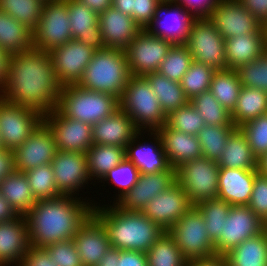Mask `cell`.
<instances>
[{"mask_svg": "<svg viewBox=\"0 0 267 266\" xmlns=\"http://www.w3.org/2000/svg\"><path fill=\"white\" fill-rule=\"evenodd\" d=\"M117 266H148L145 252L119 250Z\"/></svg>", "mask_w": 267, "mask_h": 266, "instance_id": "obj_56", "label": "cell"}, {"mask_svg": "<svg viewBox=\"0 0 267 266\" xmlns=\"http://www.w3.org/2000/svg\"><path fill=\"white\" fill-rule=\"evenodd\" d=\"M72 39L83 42L95 50L104 49L99 15L78 0H67Z\"/></svg>", "mask_w": 267, "mask_h": 266, "instance_id": "obj_26", "label": "cell"}, {"mask_svg": "<svg viewBox=\"0 0 267 266\" xmlns=\"http://www.w3.org/2000/svg\"><path fill=\"white\" fill-rule=\"evenodd\" d=\"M18 216L13 207L0 194V222L15 219Z\"/></svg>", "mask_w": 267, "mask_h": 266, "instance_id": "obj_61", "label": "cell"}, {"mask_svg": "<svg viewBox=\"0 0 267 266\" xmlns=\"http://www.w3.org/2000/svg\"><path fill=\"white\" fill-rule=\"evenodd\" d=\"M263 221L267 218V177L259 173L254 178L252 194L247 205Z\"/></svg>", "mask_w": 267, "mask_h": 266, "instance_id": "obj_52", "label": "cell"}, {"mask_svg": "<svg viewBox=\"0 0 267 266\" xmlns=\"http://www.w3.org/2000/svg\"><path fill=\"white\" fill-rule=\"evenodd\" d=\"M95 51L75 39L49 51L57 81L62 87L79 83Z\"/></svg>", "mask_w": 267, "mask_h": 266, "instance_id": "obj_15", "label": "cell"}, {"mask_svg": "<svg viewBox=\"0 0 267 266\" xmlns=\"http://www.w3.org/2000/svg\"><path fill=\"white\" fill-rule=\"evenodd\" d=\"M0 194L18 215H25L37 202L25 172L14 171L0 183Z\"/></svg>", "mask_w": 267, "mask_h": 266, "instance_id": "obj_32", "label": "cell"}, {"mask_svg": "<svg viewBox=\"0 0 267 266\" xmlns=\"http://www.w3.org/2000/svg\"><path fill=\"white\" fill-rule=\"evenodd\" d=\"M29 186L36 200L61 196L55 184L51 164H44L25 172Z\"/></svg>", "mask_w": 267, "mask_h": 266, "instance_id": "obj_45", "label": "cell"}, {"mask_svg": "<svg viewBox=\"0 0 267 266\" xmlns=\"http://www.w3.org/2000/svg\"><path fill=\"white\" fill-rule=\"evenodd\" d=\"M239 128L257 158L267 153V114L246 122Z\"/></svg>", "mask_w": 267, "mask_h": 266, "instance_id": "obj_50", "label": "cell"}, {"mask_svg": "<svg viewBox=\"0 0 267 266\" xmlns=\"http://www.w3.org/2000/svg\"><path fill=\"white\" fill-rule=\"evenodd\" d=\"M241 87L236 70H218L213 73L209 91L231 113L236 107Z\"/></svg>", "mask_w": 267, "mask_h": 266, "instance_id": "obj_38", "label": "cell"}, {"mask_svg": "<svg viewBox=\"0 0 267 266\" xmlns=\"http://www.w3.org/2000/svg\"><path fill=\"white\" fill-rule=\"evenodd\" d=\"M138 132L133 120L119 108L109 117L92 125V141L93 144L126 148Z\"/></svg>", "mask_w": 267, "mask_h": 266, "instance_id": "obj_28", "label": "cell"}, {"mask_svg": "<svg viewBox=\"0 0 267 266\" xmlns=\"http://www.w3.org/2000/svg\"><path fill=\"white\" fill-rule=\"evenodd\" d=\"M112 7L131 16V0H112Z\"/></svg>", "mask_w": 267, "mask_h": 266, "instance_id": "obj_64", "label": "cell"}, {"mask_svg": "<svg viewBox=\"0 0 267 266\" xmlns=\"http://www.w3.org/2000/svg\"><path fill=\"white\" fill-rule=\"evenodd\" d=\"M156 132L161 137L167 161L173 168L202 157L197 136L171 129L167 124Z\"/></svg>", "mask_w": 267, "mask_h": 266, "instance_id": "obj_29", "label": "cell"}, {"mask_svg": "<svg viewBox=\"0 0 267 266\" xmlns=\"http://www.w3.org/2000/svg\"><path fill=\"white\" fill-rule=\"evenodd\" d=\"M118 258L119 250L111 247L99 261L97 266H117Z\"/></svg>", "mask_w": 267, "mask_h": 266, "instance_id": "obj_63", "label": "cell"}, {"mask_svg": "<svg viewBox=\"0 0 267 266\" xmlns=\"http://www.w3.org/2000/svg\"><path fill=\"white\" fill-rule=\"evenodd\" d=\"M191 207L193 206L187 194L175 182L149 201L142 212L163 230L168 231Z\"/></svg>", "mask_w": 267, "mask_h": 266, "instance_id": "obj_21", "label": "cell"}, {"mask_svg": "<svg viewBox=\"0 0 267 266\" xmlns=\"http://www.w3.org/2000/svg\"><path fill=\"white\" fill-rule=\"evenodd\" d=\"M243 87L267 92V50L257 59L236 69Z\"/></svg>", "mask_w": 267, "mask_h": 266, "instance_id": "obj_48", "label": "cell"}, {"mask_svg": "<svg viewBox=\"0 0 267 266\" xmlns=\"http://www.w3.org/2000/svg\"><path fill=\"white\" fill-rule=\"evenodd\" d=\"M173 44L142 29L125 49L132 76H144L158 72Z\"/></svg>", "mask_w": 267, "mask_h": 266, "instance_id": "obj_12", "label": "cell"}, {"mask_svg": "<svg viewBox=\"0 0 267 266\" xmlns=\"http://www.w3.org/2000/svg\"><path fill=\"white\" fill-rule=\"evenodd\" d=\"M196 19L183 6L173 1H161L157 5L153 20L146 27V30L151 35L160 37L172 44H185L190 28Z\"/></svg>", "mask_w": 267, "mask_h": 266, "instance_id": "obj_13", "label": "cell"}, {"mask_svg": "<svg viewBox=\"0 0 267 266\" xmlns=\"http://www.w3.org/2000/svg\"><path fill=\"white\" fill-rule=\"evenodd\" d=\"M187 266H228L225 255H215L210 258L192 260Z\"/></svg>", "mask_w": 267, "mask_h": 266, "instance_id": "obj_60", "label": "cell"}, {"mask_svg": "<svg viewBox=\"0 0 267 266\" xmlns=\"http://www.w3.org/2000/svg\"><path fill=\"white\" fill-rule=\"evenodd\" d=\"M83 266H97L111 248L106 228L92 213L73 237Z\"/></svg>", "mask_w": 267, "mask_h": 266, "instance_id": "obj_22", "label": "cell"}, {"mask_svg": "<svg viewBox=\"0 0 267 266\" xmlns=\"http://www.w3.org/2000/svg\"><path fill=\"white\" fill-rule=\"evenodd\" d=\"M264 231L267 233V218H266V220L264 221Z\"/></svg>", "mask_w": 267, "mask_h": 266, "instance_id": "obj_67", "label": "cell"}, {"mask_svg": "<svg viewBox=\"0 0 267 266\" xmlns=\"http://www.w3.org/2000/svg\"><path fill=\"white\" fill-rule=\"evenodd\" d=\"M57 266H83L73 239L44 247Z\"/></svg>", "mask_w": 267, "mask_h": 266, "instance_id": "obj_51", "label": "cell"}, {"mask_svg": "<svg viewBox=\"0 0 267 266\" xmlns=\"http://www.w3.org/2000/svg\"><path fill=\"white\" fill-rule=\"evenodd\" d=\"M11 54L0 48V93L5 87Z\"/></svg>", "mask_w": 267, "mask_h": 266, "instance_id": "obj_59", "label": "cell"}, {"mask_svg": "<svg viewBox=\"0 0 267 266\" xmlns=\"http://www.w3.org/2000/svg\"><path fill=\"white\" fill-rule=\"evenodd\" d=\"M258 173L264 177H267V153L258 158Z\"/></svg>", "mask_w": 267, "mask_h": 266, "instance_id": "obj_65", "label": "cell"}, {"mask_svg": "<svg viewBox=\"0 0 267 266\" xmlns=\"http://www.w3.org/2000/svg\"><path fill=\"white\" fill-rule=\"evenodd\" d=\"M43 121L36 110L13 104L0 97V143L2 148L15 150Z\"/></svg>", "mask_w": 267, "mask_h": 266, "instance_id": "obj_11", "label": "cell"}, {"mask_svg": "<svg viewBox=\"0 0 267 266\" xmlns=\"http://www.w3.org/2000/svg\"><path fill=\"white\" fill-rule=\"evenodd\" d=\"M51 167L56 188L61 195L74 196L91 181L85 153L57 150Z\"/></svg>", "mask_w": 267, "mask_h": 266, "instance_id": "obj_18", "label": "cell"}, {"mask_svg": "<svg viewBox=\"0 0 267 266\" xmlns=\"http://www.w3.org/2000/svg\"><path fill=\"white\" fill-rule=\"evenodd\" d=\"M0 48L11 55L33 48V32L1 9Z\"/></svg>", "mask_w": 267, "mask_h": 266, "instance_id": "obj_35", "label": "cell"}, {"mask_svg": "<svg viewBox=\"0 0 267 266\" xmlns=\"http://www.w3.org/2000/svg\"><path fill=\"white\" fill-rule=\"evenodd\" d=\"M208 18L224 39L264 33L263 25L237 0H221Z\"/></svg>", "mask_w": 267, "mask_h": 266, "instance_id": "obj_17", "label": "cell"}, {"mask_svg": "<svg viewBox=\"0 0 267 266\" xmlns=\"http://www.w3.org/2000/svg\"><path fill=\"white\" fill-rule=\"evenodd\" d=\"M161 0H131V17L141 29L152 22L157 5Z\"/></svg>", "mask_w": 267, "mask_h": 266, "instance_id": "obj_53", "label": "cell"}, {"mask_svg": "<svg viewBox=\"0 0 267 266\" xmlns=\"http://www.w3.org/2000/svg\"><path fill=\"white\" fill-rule=\"evenodd\" d=\"M192 62L193 57L184 44H173L158 72L169 80L181 82Z\"/></svg>", "mask_w": 267, "mask_h": 266, "instance_id": "obj_44", "label": "cell"}, {"mask_svg": "<svg viewBox=\"0 0 267 266\" xmlns=\"http://www.w3.org/2000/svg\"><path fill=\"white\" fill-rule=\"evenodd\" d=\"M203 215L210 240L215 243L223 232L231 205L220 199L202 201L195 206Z\"/></svg>", "mask_w": 267, "mask_h": 266, "instance_id": "obj_43", "label": "cell"}, {"mask_svg": "<svg viewBox=\"0 0 267 266\" xmlns=\"http://www.w3.org/2000/svg\"><path fill=\"white\" fill-rule=\"evenodd\" d=\"M267 50L264 33H251L225 39L228 69L237 68L257 59Z\"/></svg>", "mask_w": 267, "mask_h": 266, "instance_id": "obj_30", "label": "cell"}, {"mask_svg": "<svg viewBox=\"0 0 267 266\" xmlns=\"http://www.w3.org/2000/svg\"><path fill=\"white\" fill-rule=\"evenodd\" d=\"M98 15L112 6V0H78Z\"/></svg>", "mask_w": 267, "mask_h": 266, "instance_id": "obj_62", "label": "cell"}, {"mask_svg": "<svg viewBox=\"0 0 267 266\" xmlns=\"http://www.w3.org/2000/svg\"><path fill=\"white\" fill-rule=\"evenodd\" d=\"M264 114H267V92L242 86L236 107L231 112L232 123L239 128Z\"/></svg>", "mask_w": 267, "mask_h": 266, "instance_id": "obj_36", "label": "cell"}, {"mask_svg": "<svg viewBox=\"0 0 267 266\" xmlns=\"http://www.w3.org/2000/svg\"><path fill=\"white\" fill-rule=\"evenodd\" d=\"M29 247L28 226L23 215L0 222V266H18Z\"/></svg>", "mask_w": 267, "mask_h": 266, "instance_id": "obj_24", "label": "cell"}, {"mask_svg": "<svg viewBox=\"0 0 267 266\" xmlns=\"http://www.w3.org/2000/svg\"><path fill=\"white\" fill-rule=\"evenodd\" d=\"M189 102L205 120L206 125L235 126L231 121V113L209 90L194 96Z\"/></svg>", "mask_w": 267, "mask_h": 266, "instance_id": "obj_41", "label": "cell"}, {"mask_svg": "<svg viewBox=\"0 0 267 266\" xmlns=\"http://www.w3.org/2000/svg\"><path fill=\"white\" fill-rule=\"evenodd\" d=\"M61 88L49 52L31 48L11 55L0 97L45 116L57 109Z\"/></svg>", "mask_w": 267, "mask_h": 266, "instance_id": "obj_1", "label": "cell"}, {"mask_svg": "<svg viewBox=\"0 0 267 266\" xmlns=\"http://www.w3.org/2000/svg\"><path fill=\"white\" fill-rule=\"evenodd\" d=\"M57 150L85 153L93 145L92 125L62 115L57 109L43 116Z\"/></svg>", "mask_w": 267, "mask_h": 266, "instance_id": "obj_16", "label": "cell"}, {"mask_svg": "<svg viewBox=\"0 0 267 266\" xmlns=\"http://www.w3.org/2000/svg\"><path fill=\"white\" fill-rule=\"evenodd\" d=\"M214 72L212 67L193 61L180 82L186 97L191 100L194 96L208 91Z\"/></svg>", "mask_w": 267, "mask_h": 266, "instance_id": "obj_46", "label": "cell"}, {"mask_svg": "<svg viewBox=\"0 0 267 266\" xmlns=\"http://www.w3.org/2000/svg\"><path fill=\"white\" fill-rule=\"evenodd\" d=\"M130 76L125 50L104 48L95 51L78 85L120 99Z\"/></svg>", "mask_w": 267, "mask_h": 266, "instance_id": "obj_4", "label": "cell"}, {"mask_svg": "<svg viewBox=\"0 0 267 266\" xmlns=\"http://www.w3.org/2000/svg\"><path fill=\"white\" fill-rule=\"evenodd\" d=\"M15 171L14 152L0 149V183Z\"/></svg>", "mask_w": 267, "mask_h": 266, "instance_id": "obj_58", "label": "cell"}, {"mask_svg": "<svg viewBox=\"0 0 267 266\" xmlns=\"http://www.w3.org/2000/svg\"><path fill=\"white\" fill-rule=\"evenodd\" d=\"M219 165L201 157L182 163L176 168V182L187 194L190 204L217 199Z\"/></svg>", "mask_w": 267, "mask_h": 266, "instance_id": "obj_8", "label": "cell"}, {"mask_svg": "<svg viewBox=\"0 0 267 266\" xmlns=\"http://www.w3.org/2000/svg\"><path fill=\"white\" fill-rule=\"evenodd\" d=\"M257 174L258 170L220 168L217 198L231 206H247Z\"/></svg>", "mask_w": 267, "mask_h": 266, "instance_id": "obj_25", "label": "cell"}, {"mask_svg": "<svg viewBox=\"0 0 267 266\" xmlns=\"http://www.w3.org/2000/svg\"><path fill=\"white\" fill-rule=\"evenodd\" d=\"M263 30H264L265 42H266V46H267V21L263 24Z\"/></svg>", "mask_w": 267, "mask_h": 266, "instance_id": "obj_66", "label": "cell"}, {"mask_svg": "<svg viewBox=\"0 0 267 266\" xmlns=\"http://www.w3.org/2000/svg\"><path fill=\"white\" fill-rule=\"evenodd\" d=\"M142 132L139 131L126 146L125 158L138 168L140 174H152L167 170L170 165L165 156L161 137L156 131H150V136L153 135V139H155L153 140L154 143L150 145L143 142V145L137 140ZM136 141L140 144H137Z\"/></svg>", "mask_w": 267, "mask_h": 266, "instance_id": "obj_27", "label": "cell"}, {"mask_svg": "<svg viewBox=\"0 0 267 266\" xmlns=\"http://www.w3.org/2000/svg\"><path fill=\"white\" fill-rule=\"evenodd\" d=\"M13 152L15 171L26 172L44 164H51L57 147L53 133L42 121L24 143Z\"/></svg>", "mask_w": 267, "mask_h": 266, "instance_id": "obj_19", "label": "cell"}, {"mask_svg": "<svg viewBox=\"0 0 267 266\" xmlns=\"http://www.w3.org/2000/svg\"><path fill=\"white\" fill-rule=\"evenodd\" d=\"M45 0H0V9L32 32L41 17Z\"/></svg>", "mask_w": 267, "mask_h": 266, "instance_id": "obj_42", "label": "cell"}, {"mask_svg": "<svg viewBox=\"0 0 267 266\" xmlns=\"http://www.w3.org/2000/svg\"><path fill=\"white\" fill-rule=\"evenodd\" d=\"M119 108L129 115L139 131H157L166 124L160 101L144 76H130Z\"/></svg>", "mask_w": 267, "mask_h": 266, "instance_id": "obj_6", "label": "cell"}, {"mask_svg": "<svg viewBox=\"0 0 267 266\" xmlns=\"http://www.w3.org/2000/svg\"><path fill=\"white\" fill-rule=\"evenodd\" d=\"M18 266H57L44 248L30 246Z\"/></svg>", "mask_w": 267, "mask_h": 266, "instance_id": "obj_55", "label": "cell"}, {"mask_svg": "<svg viewBox=\"0 0 267 266\" xmlns=\"http://www.w3.org/2000/svg\"><path fill=\"white\" fill-rule=\"evenodd\" d=\"M144 77L158 97L166 117L189 102L180 82L169 80L159 72L147 73Z\"/></svg>", "mask_w": 267, "mask_h": 266, "instance_id": "obj_33", "label": "cell"}, {"mask_svg": "<svg viewBox=\"0 0 267 266\" xmlns=\"http://www.w3.org/2000/svg\"><path fill=\"white\" fill-rule=\"evenodd\" d=\"M166 124L171 129L195 136L206 125L205 120L190 102L167 116Z\"/></svg>", "mask_w": 267, "mask_h": 266, "instance_id": "obj_47", "label": "cell"}, {"mask_svg": "<svg viewBox=\"0 0 267 266\" xmlns=\"http://www.w3.org/2000/svg\"><path fill=\"white\" fill-rule=\"evenodd\" d=\"M105 206L94 203L93 214L106 228L112 248L146 253L166 232L143 212L125 211L115 204Z\"/></svg>", "mask_w": 267, "mask_h": 266, "instance_id": "obj_3", "label": "cell"}, {"mask_svg": "<svg viewBox=\"0 0 267 266\" xmlns=\"http://www.w3.org/2000/svg\"><path fill=\"white\" fill-rule=\"evenodd\" d=\"M119 109V99L111 94L85 89L78 84L61 88L57 110L70 119L94 125Z\"/></svg>", "mask_w": 267, "mask_h": 266, "instance_id": "obj_5", "label": "cell"}, {"mask_svg": "<svg viewBox=\"0 0 267 266\" xmlns=\"http://www.w3.org/2000/svg\"><path fill=\"white\" fill-rule=\"evenodd\" d=\"M264 232V221L248 206H231L223 232L214 243L216 255H225L244 240Z\"/></svg>", "mask_w": 267, "mask_h": 266, "instance_id": "obj_14", "label": "cell"}, {"mask_svg": "<svg viewBox=\"0 0 267 266\" xmlns=\"http://www.w3.org/2000/svg\"><path fill=\"white\" fill-rule=\"evenodd\" d=\"M99 24L105 48L125 50L142 30L131 16L112 6L99 14Z\"/></svg>", "mask_w": 267, "mask_h": 266, "instance_id": "obj_23", "label": "cell"}, {"mask_svg": "<svg viewBox=\"0 0 267 266\" xmlns=\"http://www.w3.org/2000/svg\"><path fill=\"white\" fill-rule=\"evenodd\" d=\"M80 198L61 195L37 200L24 215L30 246L44 248L56 242L73 239L81 225L93 213L92 202H84Z\"/></svg>", "mask_w": 267, "mask_h": 266, "instance_id": "obj_2", "label": "cell"}, {"mask_svg": "<svg viewBox=\"0 0 267 266\" xmlns=\"http://www.w3.org/2000/svg\"><path fill=\"white\" fill-rule=\"evenodd\" d=\"M260 24L267 21V0H237Z\"/></svg>", "mask_w": 267, "mask_h": 266, "instance_id": "obj_57", "label": "cell"}, {"mask_svg": "<svg viewBox=\"0 0 267 266\" xmlns=\"http://www.w3.org/2000/svg\"><path fill=\"white\" fill-rule=\"evenodd\" d=\"M88 170L91 179H102L109 170L125 159V148L93 144L86 152Z\"/></svg>", "mask_w": 267, "mask_h": 266, "instance_id": "obj_37", "label": "cell"}, {"mask_svg": "<svg viewBox=\"0 0 267 266\" xmlns=\"http://www.w3.org/2000/svg\"><path fill=\"white\" fill-rule=\"evenodd\" d=\"M193 61L206 64L215 71L227 70L225 39L209 18H197L190 28L184 44Z\"/></svg>", "mask_w": 267, "mask_h": 266, "instance_id": "obj_9", "label": "cell"}, {"mask_svg": "<svg viewBox=\"0 0 267 266\" xmlns=\"http://www.w3.org/2000/svg\"><path fill=\"white\" fill-rule=\"evenodd\" d=\"M72 40L67 0H48L33 31V48L46 52Z\"/></svg>", "mask_w": 267, "mask_h": 266, "instance_id": "obj_10", "label": "cell"}, {"mask_svg": "<svg viewBox=\"0 0 267 266\" xmlns=\"http://www.w3.org/2000/svg\"><path fill=\"white\" fill-rule=\"evenodd\" d=\"M148 266H187L188 261L166 231L146 252Z\"/></svg>", "mask_w": 267, "mask_h": 266, "instance_id": "obj_39", "label": "cell"}, {"mask_svg": "<svg viewBox=\"0 0 267 266\" xmlns=\"http://www.w3.org/2000/svg\"><path fill=\"white\" fill-rule=\"evenodd\" d=\"M236 128V126L205 125L197 134L202 157L218 162L228 137Z\"/></svg>", "mask_w": 267, "mask_h": 266, "instance_id": "obj_40", "label": "cell"}, {"mask_svg": "<svg viewBox=\"0 0 267 266\" xmlns=\"http://www.w3.org/2000/svg\"><path fill=\"white\" fill-rule=\"evenodd\" d=\"M138 168L126 158L118 165L109 170L107 174L100 180L111 181L110 183L118 187V198L116 202L123 197L137 183L139 177ZM120 187V188H119ZM120 192V194H119Z\"/></svg>", "mask_w": 267, "mask_h": 266, "instance_id": "obj_49", "label": "cell"}, {"mask_svg": "<svg viewBox=\"0 0 267 266\" xmlns=\"http://www.w3.org/2000/svg\"><path fill=\"white\" fill-rule=\"evenodd\" d=\"M205 226L203 215L193 206L167 231L188 262L216 255Z\"/></svg>", "mask_w": 267, "mask_h": 266, "instance_id": "obj_7", "label": "cell"}, {"mask_svg": "<svg viewBox=\"0 0 267 266\" xmlns=\"http://www.w3.org/2000/svg\"><path fill=\"white\" fill-rule=\"evenodd\" d=\"M217 163L220 168L257 170L258 158L254 155L240 128H236L228 137L224 151Z\"/></svg>", "mask_w": 267, "mask_h": 266, "instance_id": "obj_31", "label": "cell"}, {"mask_svg": "<svg viewBox=\"0 0 267 266\" xmlns=\"http://www.w3.org/2000/svg\"><path fill=\"white\" fill-rule=\"evenodd\" d=\"M221 0H173L186 10L190 11L196 18H208L212 9L215 8Z\"/></svg>", "mask_w": 267, "mask_h": 266, "instance_id": "obj_54", "label": "cell"}, {"mask_svg": "<svg viewBox=\"0 0 267 266\" xmlns=\"http://www.w3.org/2000/svg\"><path fill=\"white\" fill-rule=\"evenodd\" d=\"M225 258L228 266H267V233L244 240L225 254Z\"/></svg>", "mask_w": 267, "mask_h": 266, "instance_id": "obj_34", "label": "cell"}, {"mask_svg": "<svg viewBox=\"0 0 267 266\" xmlns=\"http://www.w3.org/2000/svg\"><path fill=\"white\" fill-rule=\"evenodd\" d=\"M176 182V169L170 166L167 170L152 174H139L137 183L116 203L125 211L142 212L147 203L167 190Z\"/></svg>", "mask_w": 267, "mask_h": 266, "instance_id": "obj_20", "label": "cell"}]
</instances>
